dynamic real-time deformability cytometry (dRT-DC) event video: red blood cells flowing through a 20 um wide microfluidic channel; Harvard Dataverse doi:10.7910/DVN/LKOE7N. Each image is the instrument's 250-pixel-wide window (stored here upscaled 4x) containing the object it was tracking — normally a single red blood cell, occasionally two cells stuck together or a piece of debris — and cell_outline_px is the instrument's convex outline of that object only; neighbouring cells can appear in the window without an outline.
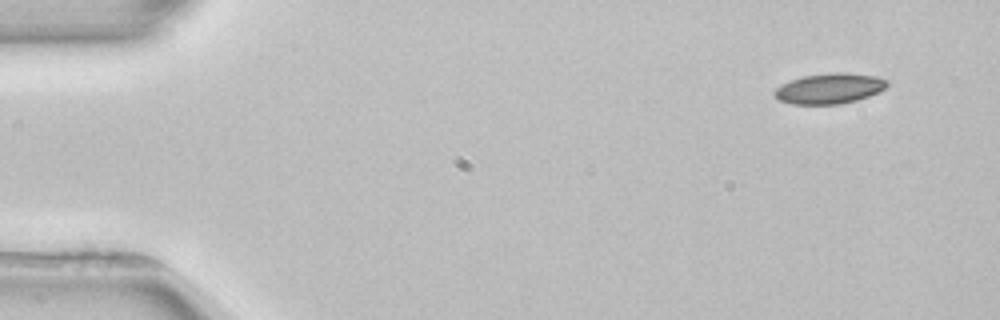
{"species": "common noctule bat (a hibernating species)", "species_latin": "Nyctalus noctula", "temperature_condition": "room temperature", "stored_images_in_passage": 3, "camera_frame_rate_fps": 3000, "um_per_image_px": 0.085, "animal": {"sex": "female", "body_mass_g": 22.7, "forearm_length_mm": 54.2}, "frame": {"image": 1, "passage_image": 1, "time_ms": 0.0, "image_size_px": [1000, 320], "cell_outline_px": [[888, 84], [880, 92], [856, 100], [840, 104], [792, 104], [780, 100], [772, 92], [776, 88], [792, 80], [804, 76], [836, 72], [844, 72], [876, 76], [888, 80]], "centroid_in_image_um": [70.54, 7.52], "position_along_channel_um": 14.5, "area_um2": 19.77}}